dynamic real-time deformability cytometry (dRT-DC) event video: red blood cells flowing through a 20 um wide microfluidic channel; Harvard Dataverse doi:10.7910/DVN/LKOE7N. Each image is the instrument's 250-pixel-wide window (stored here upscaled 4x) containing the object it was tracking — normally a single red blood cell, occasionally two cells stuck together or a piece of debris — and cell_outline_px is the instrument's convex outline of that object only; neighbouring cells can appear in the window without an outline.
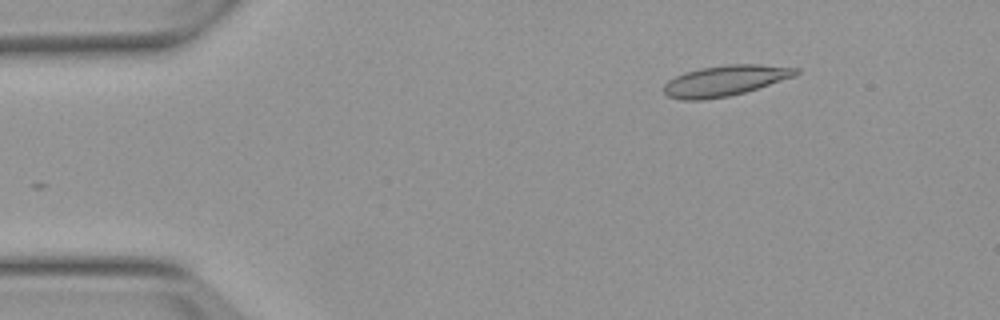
{"species": "Egyptian fruit bat (a non-hibernating species)", "species_latin": "Rousettus aegyptiacus", "temperature_condition": "warm", "stored_images_in_passage": 47, "camera_frame_rate_fps": 3000, "um_per_image_px": 0.085, "animal": {"sex": "female"}, "frame": {"image": 1, "passage_image": 1, "time_ms": 0.0, "image_size_px": [1000, 320], "cell_outline_px": [[800, 72], [796, 76], [744, 92], [728, 96], [704, 100], [684, 100], [668, 96], [664, 92], [664, 84], [668, 80], [684, 72], [700, 68], [728, 64], [760, 64], [800, 68]], "centroid_in_image_um": [61.65, 6.85], "position_along_channel_um": 23.4, "area_um2": 23.58}}
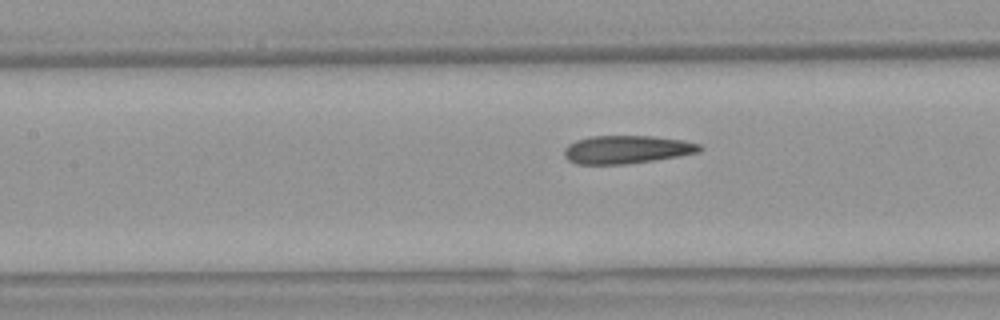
{"frame": {"image": 2, "passage_image": 17, "time_ms": 5.333, "image_size_px": [1000, 320], "cell_outline_px": [[704, 148], [700, 152], [680, 156], [656, 160], [628, 164], [576, 164], [568, 160], [564, 156], [564, 148], [568, 144], [576, 140], [592, 136], [652, 136], [684, 140], [700, 144]], "centroid_in_image_um": [53.29, 12.71], "position_along_channel_um": 154.1, "area_um2": 22.43}}
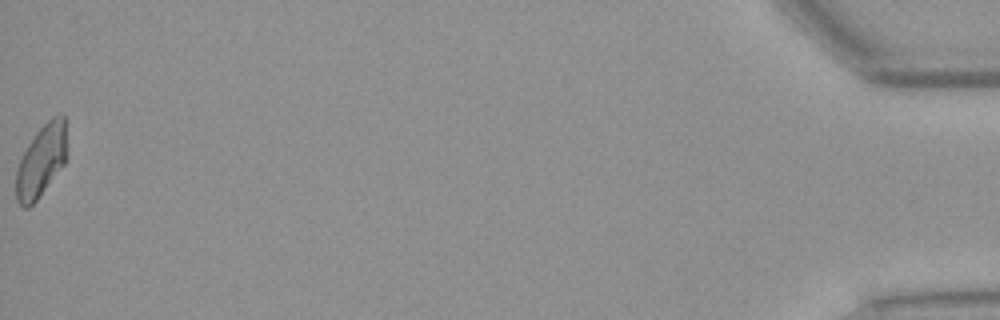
{"frame": {"image": 3, "passage_image": 47, "time_ms": 15.333, "image_size_px": [1000, 320], "cell_outline_px": [[68, 156], [64, 164], [36, 200], [28, 208], [24, 208], [16, 200], [16, 168], [28, 144], [36, 132], [52, 116], [60, 112], [64, 116], [68, 152]], "centroid_in_image_um": [3.53, 13.64], "position_along_channel_um": 431.7, "area_um2": 21.44}, "authors_computed_cell_mechanics": {"area_um2": 22.3686, "velocity_mm_per_s": 3.8248, "shape_relaxation_time_tau1_ms": 8.8191, "shape_relaxation_time_tau2_ms": 2.3578, "deformation_change_tau1": 0.2199, "deformation_change_tau2": 0.1101}}